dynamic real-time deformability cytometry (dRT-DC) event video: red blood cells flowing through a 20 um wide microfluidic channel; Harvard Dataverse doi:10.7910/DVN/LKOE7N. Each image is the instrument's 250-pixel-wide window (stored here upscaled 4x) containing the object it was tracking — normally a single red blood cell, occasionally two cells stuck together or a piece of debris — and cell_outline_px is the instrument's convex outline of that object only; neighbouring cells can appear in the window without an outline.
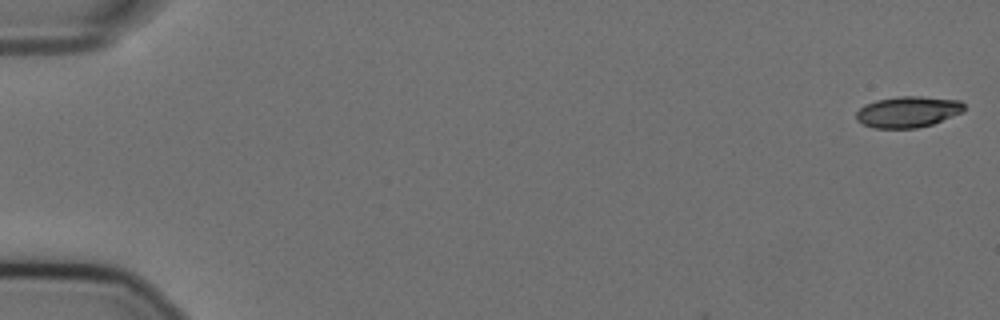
{"species": "Egyptian fruit bat (a non-hibernating species)", "species_latin": "Rousettus aegyptiacus", "temperature_condition": "cold", "stored_images_in_passage": 57, "camera_frame_rate_fps": 3000, "um_per_image_px": 0.085, "animal": {"sex": "female"}, "frame": {"image": 1, "passage_image": 1, "time_ms": 0.0, "image_size_px": [1000, 320], "cell_outline_px": [[964, 112], [932, 124], [916, 128], [872, 128], [856, 120], [856, 112], [864, 104], [876, 100], [900, 96], [920, 96], [960, 100], [964, 104]], "centroid_in_image_um": [77.17, 9.5], "position_along_channel_um": 7.8, "area_um2": 19.65}}
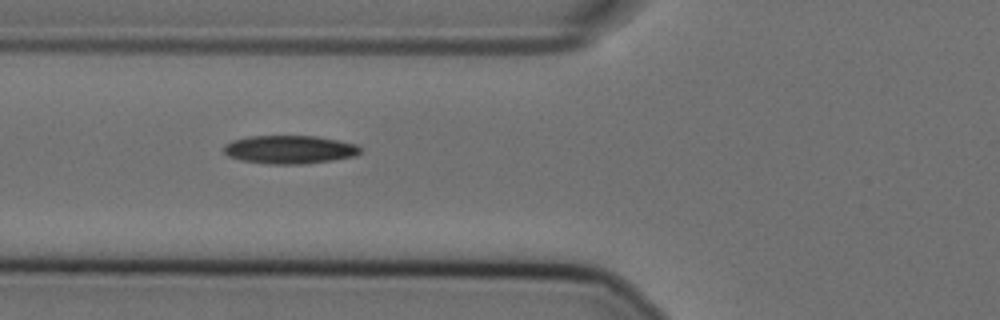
{"frame": {"image": 2, "passage_image": 22, "time_ms": 7.0, "image_size_px": [1000, 320], "cell_outline_px": [[360, 152], [356, 156], [332, 160], [304, 164], [268, 164], [240, 160], [228, 156], [224, 152], [224, 144], [232, 140], [248, 136], [316, 136], [356, 144], [360, 148]], "centroid_in_image_um": [24.58, 12.71], "position_along_channel_um": 101.2, "area_um2": 22.54}}
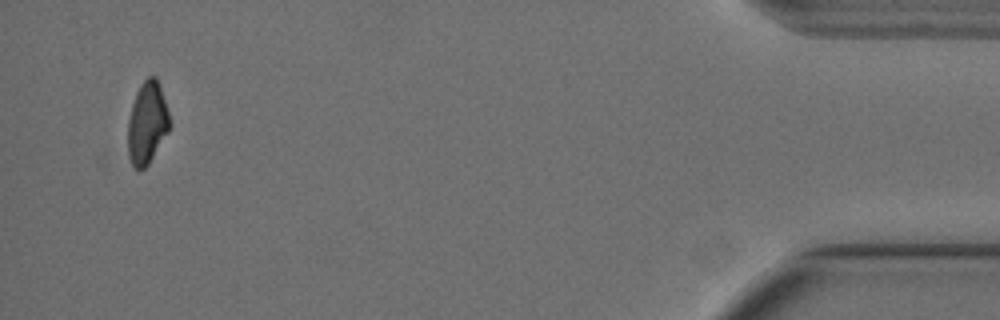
{"frame": {"image": 3, "passage_image": 55, "time_ms": 18.0, "image_size_px": [1000, 320], "cell_outline_px": [[172, 124], [168, 132], [148, 164], [144, 168], [132, 168], [128, 156], [128, 120], [132, 104], [136, 92], [140, 84], [148, 76], [156, 76]], "centroid_in_image_um": [12.5, 10.46], "position_along_channel_um": 422.7, "area_um2": 19.94}}